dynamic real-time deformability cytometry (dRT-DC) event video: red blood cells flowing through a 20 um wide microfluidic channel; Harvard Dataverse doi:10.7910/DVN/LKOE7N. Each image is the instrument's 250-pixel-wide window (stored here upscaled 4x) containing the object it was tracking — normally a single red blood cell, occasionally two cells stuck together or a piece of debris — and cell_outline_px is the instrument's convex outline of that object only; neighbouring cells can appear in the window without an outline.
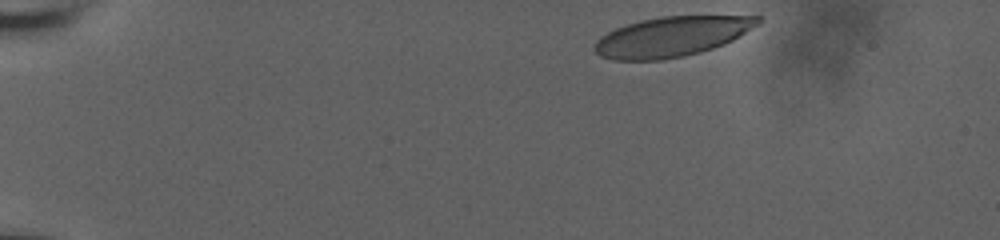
{"species": "human", "species_latin": "Homo sapiens", "temperature_condition": "room temperature", "stored_images_in_passage": 41, "camera_frame_rate_fps": 3000, "um_per_image_px": 0.085, "donor": {"sex": "male"}, "frame": {"image": 1, "passage_image": 1, "time_ms": 0.0, "image_size_px": [1000, 240], "cell_outline_px": [[764, 20], [760, 24], [732, 40], [724, 44], [700, 52], [684, 56], [660, 60], [612, 60], [600, 56], [592, 48], [596, 40], [600, 36], [616, 28], [640, 20], [660, 16], [760, 16]], "centroid_in_image_um": [57.09, 3.11], "position_along_channel_um": 27.9, "area_um2": 38.09}}
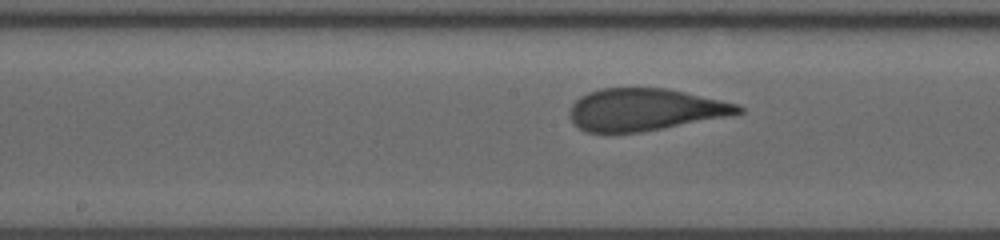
{"frame": {"image": 2, "passage_image": 23, "time_ms": 7.333, "image_size_px": [1000, 240], "cell_outline_px": [[744, 112], [724, 116], [640, 132], [588, 132], [580, 128], [572, 120], [568, 112], [572, 104], [580, 96], [588, 92], [600, 88], [668, 88], [740, 104], [744, 108]], "centroid_in_image_um": [54.8, 9.29], "position_along_channel_um": 193.4, "area_um2": 40.98}}
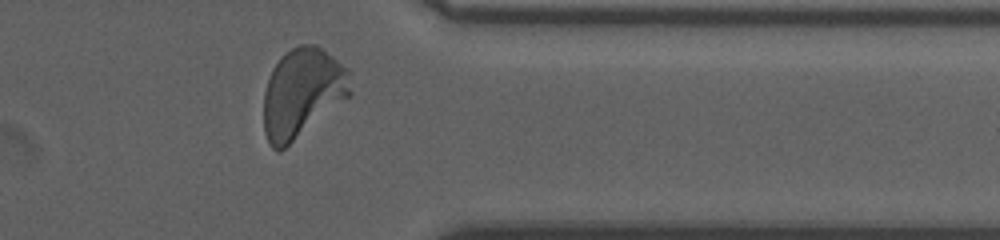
{"frame": {"image": 3, "passage_image": 39, "time_ms": 12.667, "image_size_px": [1000, 240], "cell_outline_px": [[352, 96], [280, 152], [276, 152], [268, 144], [264, 132], [264, 92], [272, 68], [280, 56], [292, 48], [300, 44], [316, 44], [324, 48], [348, 68], [352, 92]], "centroid_in_image_um": [25.72, 7.9], "position_along_channel_um": 385.7, "area_um2": 45.95}, "authors_computed_cell_mechanics": {"area_um2": 41.9628, "velocity_mm_per_s": 3.7152, "shape_relaxation_time_tau1_ms": 3.6399, "shape_relaxation_time_tau2_ms": null, "deformation_change_tau1": 0.1815, "deformation_change_tau2": null}}